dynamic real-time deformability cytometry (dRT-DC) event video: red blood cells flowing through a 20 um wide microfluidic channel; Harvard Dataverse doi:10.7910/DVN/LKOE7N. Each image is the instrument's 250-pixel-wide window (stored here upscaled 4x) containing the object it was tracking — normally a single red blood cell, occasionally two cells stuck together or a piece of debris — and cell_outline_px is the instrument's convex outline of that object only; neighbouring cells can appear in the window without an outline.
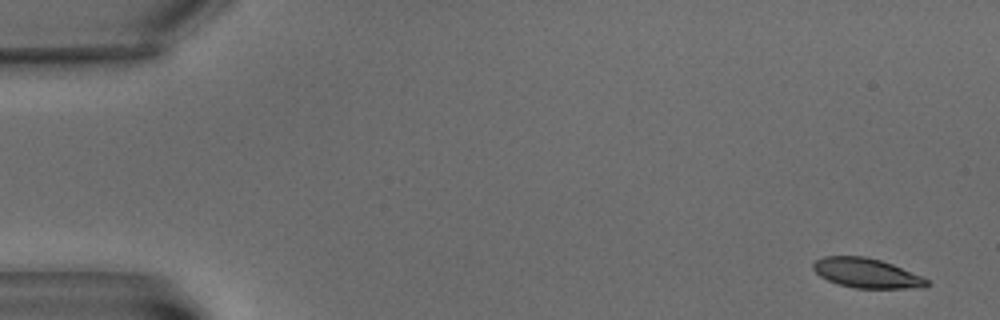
{"species": "common noctule bat (a hibernating species)", "species_latin": "Nyctalus noctula", "temperature_condition": "warm", "stored_images_in_passage": 6, "camera_frame_rate_fps": 3000, "um_per_image_px": 0.085, "animal": {"sex": "male", "body_mass_g": 15.6}, "frame": {"image": 1, "passage_image": 1, "time_ms": 0.0, "image_size_px": [1000, 320], "cell_outline_px": [[932, 284], [924, 288], [856, 288], [840, 284], [828, 280], [820, 276], [812, 268], [812, 264], [816, 260], [824, 256], [864, 256], [880, 260], [892, 264], [924, 276]], "centroid_in_image_um": [73.71, 23.21], "position_along_channel_um": 11.3, "area_um2": 19.71}}